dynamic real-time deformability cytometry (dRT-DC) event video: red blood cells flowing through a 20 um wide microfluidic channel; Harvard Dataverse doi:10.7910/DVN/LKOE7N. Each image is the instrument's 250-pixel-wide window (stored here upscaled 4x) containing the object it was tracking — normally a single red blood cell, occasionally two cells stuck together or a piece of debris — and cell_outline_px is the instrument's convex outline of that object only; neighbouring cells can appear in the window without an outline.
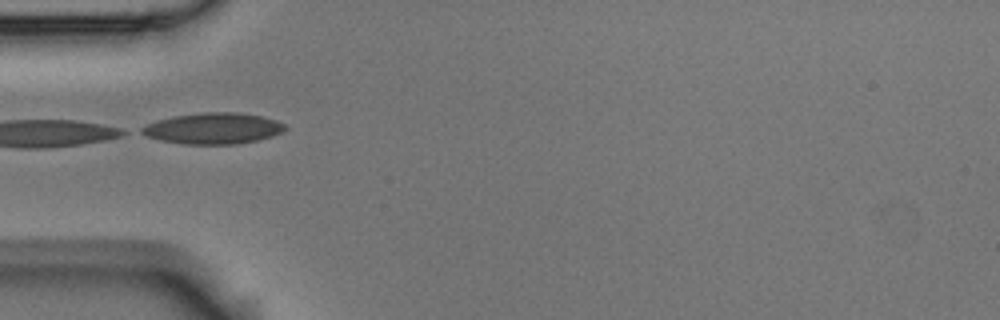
{"species": "Egyptian fruit bat (a non-hibernating species)", "species_latin": "Rousettus aegyptiacus", "temperature_condition": "room temperature", "stored_images_in_passage": 10, "camera_frame_rate_fps": 3000, "um_per_image_px": 0.085, "animal": {"sex": "male"}, "frame": {"image": 1, "passage_image": 4, "time_ms": 1.0, "image_size_px": [1000, 320], "cell_outline_px": [[288, 128], [272, 136], [256, 140], [236, 144], [184, 144], [160, 140], [148, 136], [140, 132], [140, 128], [156, 120], [172, 116], [204, 112], [240, 112], [260, 116], [276, 120], [284, 124]], "centroid_in_image_um": [18.11, 10.9], "position_along_channel_um": 66.9, "area_um2": 25.89}}
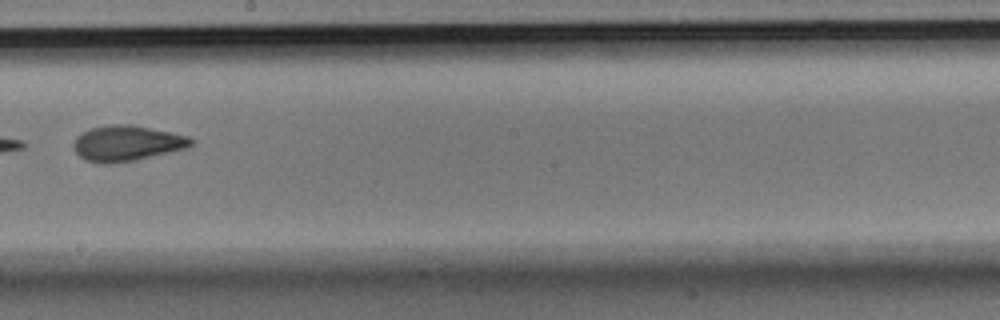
{"frame": {"image": 2, "passage_image": 8, "time_ms": 2.333, "image_size_px": [1000, 320], "cell_outline_px": [[196, 140], [188, 148], [136, 160], [112, 164], [100, 164], [84, 160], [72, 148], [72, 144], [76, 136], [92, 128], [112, 124], [132, 124], [188, 136]], "centroid_in_image_um": [10.78, 12.19], "position_along_channel_um": 237.4, "area_um2": 24.57}}
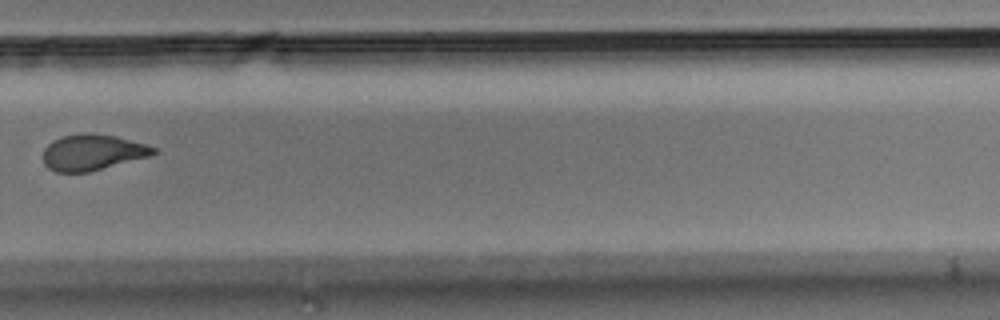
{"frame": {"image": 3, "passage_image": 10, "time_ms": 3.0, "image_size_px": [1000, 320], "cell_outline_px": [[156, 152], [152, 156], [88, 172], [56, 172], [48, 168], [44, 164], [44, 148], [52, 140], [64, 136], [116, 136], [144, 144], [156, 148]], "centroid_in_image_um": [7.87, 13.0], "position_along_channel_um": 321.9, "area_um2": 22.31}}